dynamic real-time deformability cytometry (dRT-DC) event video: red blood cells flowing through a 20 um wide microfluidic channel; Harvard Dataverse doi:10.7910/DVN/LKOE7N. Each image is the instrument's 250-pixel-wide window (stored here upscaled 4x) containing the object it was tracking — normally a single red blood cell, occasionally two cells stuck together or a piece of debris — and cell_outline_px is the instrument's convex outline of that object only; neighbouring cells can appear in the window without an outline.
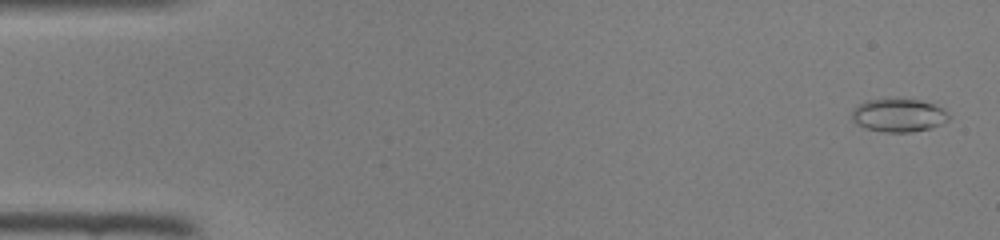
{"species": "common noctule bat (a hibernating species)", "species_latin": "Nyctalus noctula", "temperature_condition": "room temperature", "stored_images_in_passage": 47, "camera_frame_rate_fps": 3000, "um_per_image_px": 0.085, "animal": {"sex": "female", "body_mass_g": 22.0, "forearm_length_mm": 56.7}, "frame": {"image": 1, "passage_image": 2, "time_ms": 0.333, "image_size_px": [1000, 240], "cell_outline_px": [[952, 116], [948, 120], [932, 128], [912, 132], [884, 132], [864, 128], [856, 124], [852, 120], [852, 112], [860, 104], [868, 100], [920, 100], [944, 108]], "centroid_in_image_um": [76.42, 9.83], "position_along_channel_um": 8.6, "area_um2": 18.61}}
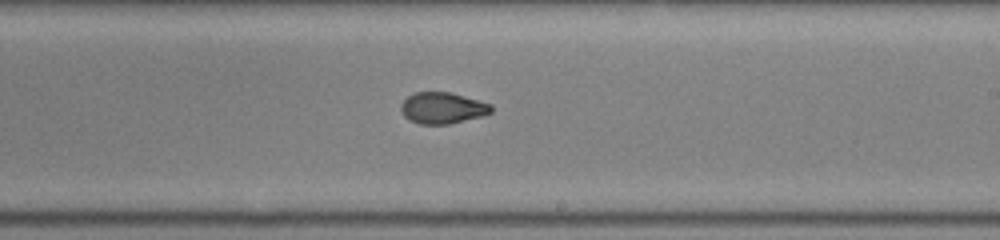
{"frame": {"image": 2, "passage_image": 28, "time_ms": 9.0, "image_size_px": [1000, 240], "cell_outline_px": [[492, 112], [484, 116], [448, 124], [420, 124], [408, 120], [404, 116], [400, 108], [400, 104], [408, 96], [416, 92], [452, 92], [492, 104]], "centroid_in_image_um": [37.62, 9.18], "position_along_channel_um": 251.4, "area_um2": 16.65}}
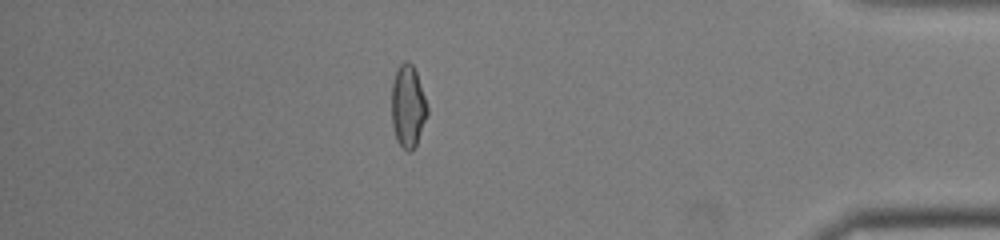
{"frame": {"image": 3, "passage_image": 41, "time_ms": 13.333, "image_size_px": [1000, 240], "cell_outline_px": [[428, 112], [416, 144], [408, 152], [396, 140], [392, 124], [392, 84], [396, 72], [400, 64], [404, 60], [408, 60], [412, 64], [416, 72], [428, 108]], "centroid_in_image_um": [34.66, 9.01], "position_along_channel_um": 400.5, "area_um2": 16.82}}